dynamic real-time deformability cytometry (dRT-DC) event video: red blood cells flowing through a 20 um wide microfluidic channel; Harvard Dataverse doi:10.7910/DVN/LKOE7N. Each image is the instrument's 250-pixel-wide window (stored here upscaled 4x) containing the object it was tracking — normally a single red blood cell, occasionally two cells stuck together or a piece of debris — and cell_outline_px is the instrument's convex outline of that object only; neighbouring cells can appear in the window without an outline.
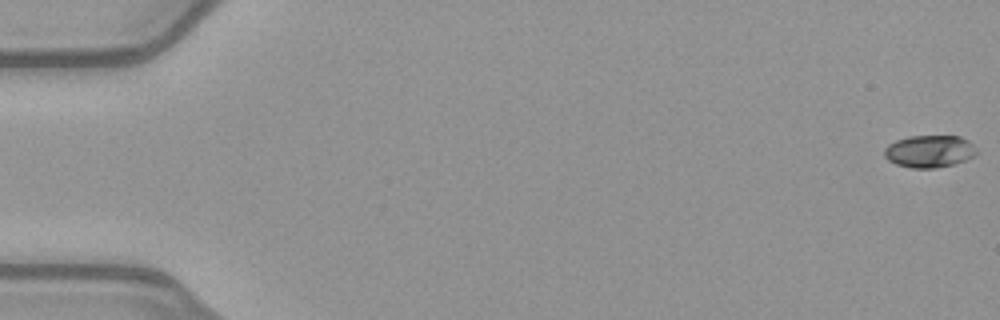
{"species": "common noctule bat (a hibernating species)", "species_latin": "Nyctalus noctula", "temperature_condition": "warm", "stored_images_in_passage": 12, "camera_frame_rate_fps": 3000, "um_per_image_px": 0.085, "animal": {"sex": "female", "body_mass_g": 21.9}, "frame": {"image": 1, "passage_image": 1, "time_ms": 0.0, "image_size_px": [1000, 320], "cell_outline_px": [[976, 156], [952, 164], [936, 168], [912, 168], [896, 164], [888, 160], [884, 156], [884, 148], [888, 144], [896, 140], [908, 136], [960, 136], [968, 140], [976, 148]], "centroid_in_image_um": [78.98, 12.85], "position_along_channel_um": 6.0, "area_um2": 17.4}}